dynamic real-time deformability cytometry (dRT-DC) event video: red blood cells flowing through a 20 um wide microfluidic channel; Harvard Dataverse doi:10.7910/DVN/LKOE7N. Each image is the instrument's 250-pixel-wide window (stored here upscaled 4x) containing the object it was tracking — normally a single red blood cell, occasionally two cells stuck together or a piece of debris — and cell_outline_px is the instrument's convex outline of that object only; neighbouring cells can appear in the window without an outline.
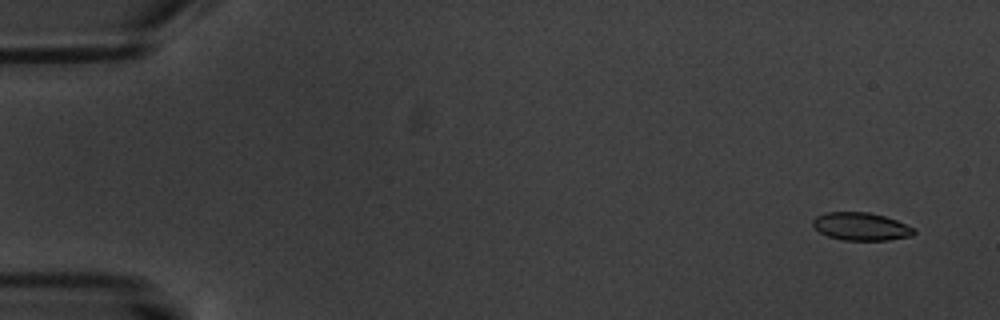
{"species": "common noctule bat (a hibernating species)", "species_latin": "Nyctalus noctula", "temperature_condition": "warm", "stored_images_in_passage": 16, "camera_frame_rate_fps": 3000, "um_per_image_px": 0.085, "animal": {"sex": "male", "body_mass_g": 20.1, "forearm_length_mm": 53.5}, "frame": {"image": 1, "passage_image": 1, "time_ms": 0.0, "image_size_px": [1000, 320], "cell_outline_px": [[916, 232], [912, 236], [888, 240], [844, 240], [828, 236], [820, 232], [812, 224], [812, 220], [816, 216], [824, 212], [868, 212], [884, 216], [896, 220], [916, 228]], "centroid_in_image_um": [73.2, 19.25], "position_along_channel_um": 11.8, "area_um2": 16.47}}
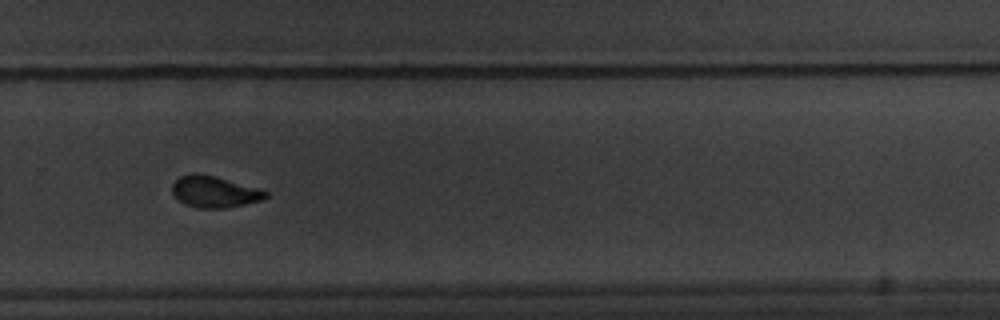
{"frame": {"image": 2, "passage_image": 12, "time_ms": 12.667, "image_size_px": [1000, 320], "cell_outline_px": [[268, 196], [264, 200], [228, 208], [196, 208], [184, 204], [172, 192], [172, 184], [180, 176], [192, 172], [196, 172], [216, 176], [260, 188], [268, 192]], "centroid_in_image_um": [18.26, 16.29], "position_along_channel_um": 311.5, "area_um2": 17.46}}
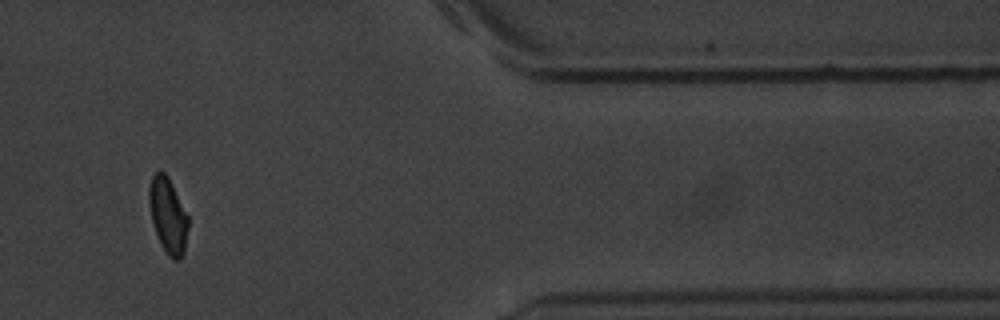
{"frame": {"image": 3, "passage_image": 15, "time_ms": 16.0, "image_size_px": [1000, 320], "cell_outline_px": [[188, 228], [184, 252], [180, 260], [172, 260], [168, 256], [160, 244], [152, 220], [148, 200], [148, 188], [152, 176], [160, 168], [168, 176], [188, 216]], "centroid_in_image_um": [14.27, 18.31], "position_along_channel_um": 397.1, "area_um2": 17.28}, "authors_computed_cell_mechanics": {"area_um2": 17.3689, "velocity_mm_per_s": 3.4024, "shape_relaxation_time_tau1_ms": 2.3304, "shape_relaxation_time_tau2_ms": 0.3387, "deformation_change_tau1": 0.1211, "deformation_change_tau2": 0.0407}}